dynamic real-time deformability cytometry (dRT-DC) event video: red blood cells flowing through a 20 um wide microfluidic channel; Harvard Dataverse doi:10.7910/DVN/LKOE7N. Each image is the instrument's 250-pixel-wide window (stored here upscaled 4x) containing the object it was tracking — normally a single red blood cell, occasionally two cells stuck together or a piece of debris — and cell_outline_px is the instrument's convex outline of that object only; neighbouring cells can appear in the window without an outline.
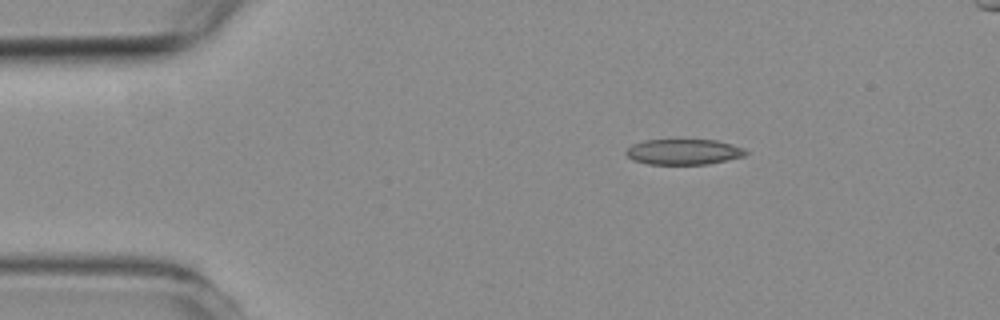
{"species": "common noctule bat (a hibernating species)", "species_latin": "Nyctalus noctula", "temperature_condition": "room temperature", "stored_images_in_passage": 5, "camera_frame_rate_fps": 3000, "um_per_image_px": 0.085, "animal": {"sex": "female", "body_mass_g": 19.3, "forearm_length_mm": 54.1}, "frame": {"image": 1, "passage_image": 1, "time_ms": 0.0, "image_size_px": [1000, 320], "cell_outline_px": [[748, 152], [744, 156], [708, 164], [648, 164], [632, 160], [624, 152], [632, 144], [644, 140], [716, 140], [732, 144], [744, 148]], "centroid_in_image_um": [58.09, 12.9], "position_along_channel_um": 26.9, "area_um2": 17.8}}
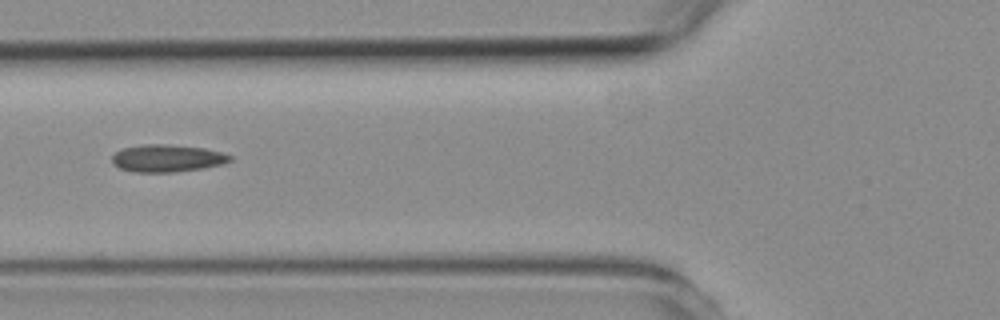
{"frame": {"image": 2, "passage_image": 4, "time_ms": 3.667, "image_size_px": [1000, 320], "cell_outline_px": [[232, 160], [224, 164], [204, 168], [176, 172], [132, 172], [120, 168], [112, 164], [112, 156], [116, 152], [124, 148], [144, 144], [164, 144], [204, 148], [220, 152], [232, 156]], "centroid_in_image_um": [14.21, 13.46], "position_along_channel_um": 111.6, "area_um2": 18.84}}
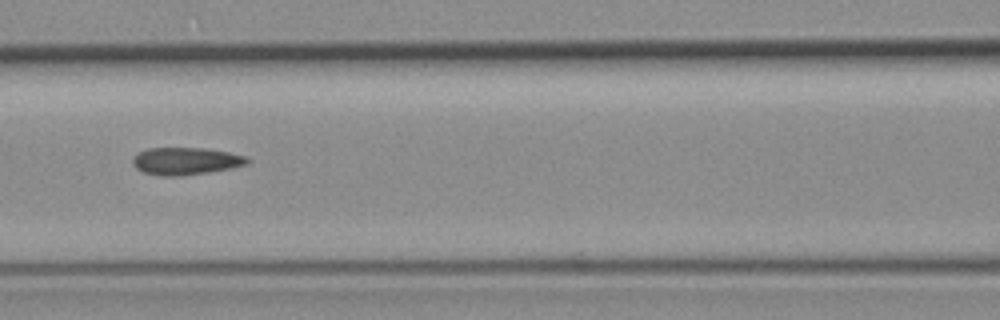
{"frame": {"image": 3, "passage_image": 5, "time_ms": 4.667, "image_size_px": [1000, 320], "cell_outline_px": [[252, 160], [248, 164], [228, 168], [180, 176], [164, 176], [144, 172], [136, 168], [132, 164], [132, 156], [148, 148], [204, 148], [228, 152], [248, 156]], "centroid_in_image_um": [15.79, 13.68], "position_along_channel_um": 150.8, "area_um2": 18.15}}